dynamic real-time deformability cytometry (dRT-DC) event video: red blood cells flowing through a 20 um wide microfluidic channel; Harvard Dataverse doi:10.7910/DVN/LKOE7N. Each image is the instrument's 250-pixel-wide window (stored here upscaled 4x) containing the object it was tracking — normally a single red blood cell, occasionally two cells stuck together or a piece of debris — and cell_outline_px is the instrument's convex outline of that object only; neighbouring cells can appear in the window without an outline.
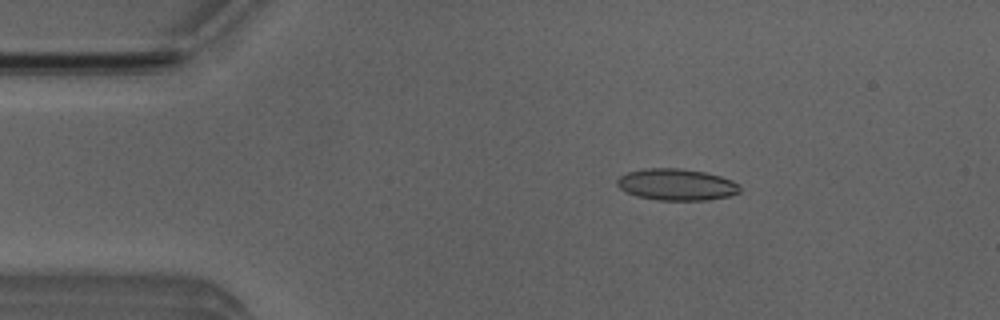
{"species": "Egyptian fruit bat (a non-hibernating species)", "species_latin": "Rousettus aegyptiacus", "temperature_condition": "room temperature", "stored_images_in_passage": 49, "camera_frame_rate_fps": 3000, "um_per_image_px": 0.085, "animal": {"sex": "male"}, "frame": {"image": 1, "passage_image": 7, "time_ms": 2.0, "image_size_px": [1000, 320], "cell_outline_px": [[740, 192], [728, 196], [708, 200], [660, 200], [636, 196], [620, 188], [616, 184], [616, 180], [620, 176], [628, 172], [644, 168], [680, 168], [704, 172], [720, 176], [732, 180], [740, 188]], "centroid_in_image_um": [57.49, 15.68], "position_along_channel_um": 27.5, "area_um2": 22.48}}
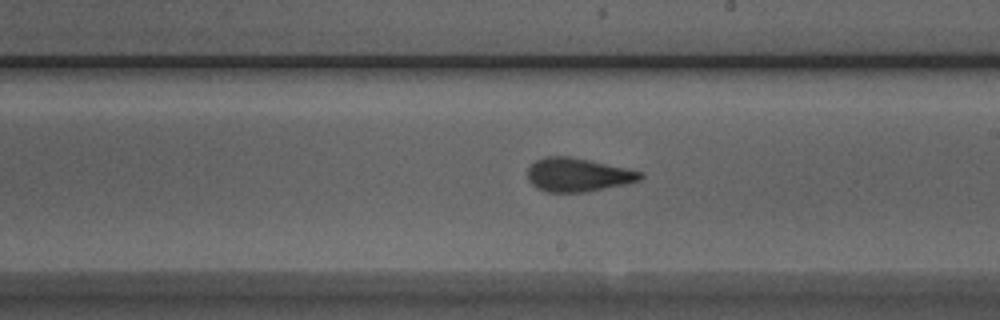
{"frame": {"image": 2, "passage_image": 27, "time_ms": 8.667, "image_size_px": [1000, 320], "cell_outline_px": [[644, 176], [640, 180], [624, 184], [584, 192], [548, 192], [536, 188], [528, 180], [528, 168], [536, 160], [544, 156], [572, 156], [644, 172]], "centroid_in_image_um": [49.11, 14.85], "position_along_channel_um": 239.9, "area_um2": 22.08}}
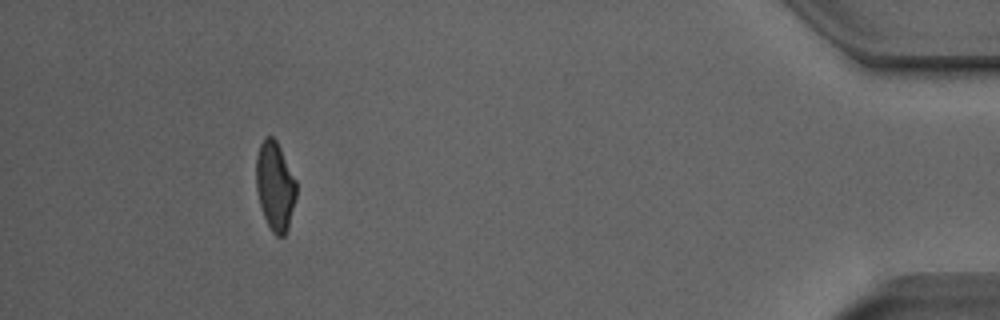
{"frame": {"image": 3, "passage_image": 45, "time_ms": 14.667, "image_size_px": [1000, 320], "cell_outline_px": [[296, 196], [288, 228], [284, 236], [276, 236], [272, 232], [264, 216], [260, 204], [256, 188], [256, 156], [260, 144], [264, 136], [272, 136], [276, 140], [296, 180]], "centroid_in_image_um": [23.37, 15.8], "position_along_channel_um": 411.8, "area_um2": 20.69}, "authors_computed_cell_mechanics": {"area_um2": 22.1374, "velocity_mm_per_s": 3.9934, "shape_relaxation_time_tau1_ms": 5.6074, "shape_relaxation_time_tau2_ms": 1.4868, "deformation_change_tau1": 0.1746, "deformation_change_tau2": 0.0953}}